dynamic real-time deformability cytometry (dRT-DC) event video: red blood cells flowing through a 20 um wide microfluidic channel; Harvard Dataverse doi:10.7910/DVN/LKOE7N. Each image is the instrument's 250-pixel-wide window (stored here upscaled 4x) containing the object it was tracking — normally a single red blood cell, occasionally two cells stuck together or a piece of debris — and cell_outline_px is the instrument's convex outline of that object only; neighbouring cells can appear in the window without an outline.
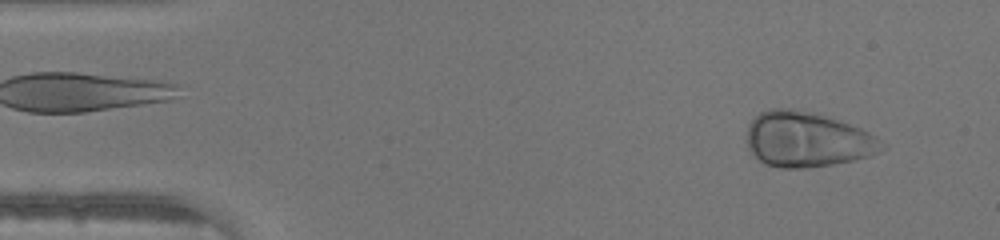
{"species": "human", "species_latin": "Homo sapiens", "temperature_condition": "warm", "stored_images_in_passage": 45, "camera_frame_rate_fps": 3000, "um_per_image_px": 0.085, "donor": {"sex": "male"}, "frame": {"image": 1, "passage_image": 3, "time_ms": 0.667, "image_size_px": [1000, 240], "cell_outline_px": [[888, 144], [880, 152], [868, 156], [852, 160], [832, 164], [808, 168], [780, 168], [764, 164], [752, 156], [748, 148], [748, 124], [760, 112], [768, 108], [792, 108], [812, 112], [860, 128], [876, 136]], "centroid_in_image_um": [68.59, 11.87], "position_along_channel_um": 16.4, "area_um2": 43.58}}
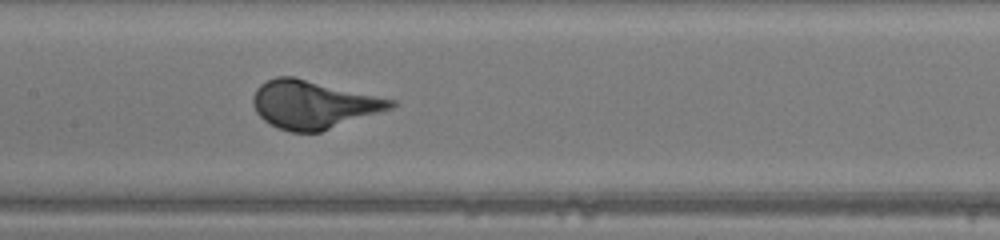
{"frame": {"image": 2, "passage_image": 21, "time_ms": 6.667, "image_size_px": [1000, 240], "cell_outline_px": [[396, 104], [392, 108], [320, 132], [292, 132], [280, 128], [264, 120], [256, 112], [252, 104], [252, 96], [256, 88], [260, 84], [276, 76], [292, 76], [396, 100]], "centroid_in_image_um": [26.61, 8.88], "position_along_channel_um": 180.8, "area_um2": 38.32}}
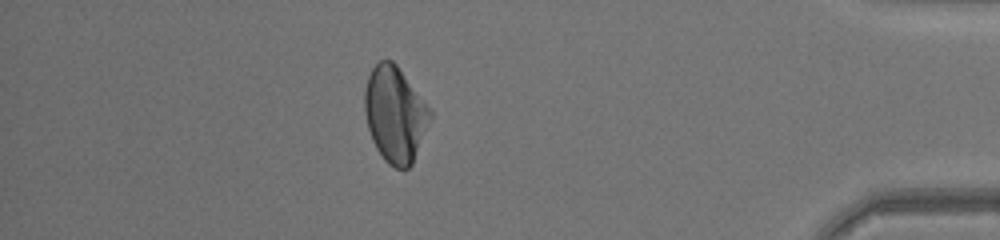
{"frame": {"image": 3, "passage_image": 39, "time_ms": 12.667, "image_size_px": [1000, 240], "cell_outline_px": [[432, 116], [412, 164], [408, 168], [396, 168], [388, 164], [384, 160], [376, 148], [372, 140], [368, 128], [364, 112], [364, 88], [368, 76], [372, 68], [380, 60], [392, 60], [396, 64], [432, 112]], "centroid_in_image_um": [33.55, 9.72], "position_along_channel_um": 401.7, "area_um2": 36.24}}